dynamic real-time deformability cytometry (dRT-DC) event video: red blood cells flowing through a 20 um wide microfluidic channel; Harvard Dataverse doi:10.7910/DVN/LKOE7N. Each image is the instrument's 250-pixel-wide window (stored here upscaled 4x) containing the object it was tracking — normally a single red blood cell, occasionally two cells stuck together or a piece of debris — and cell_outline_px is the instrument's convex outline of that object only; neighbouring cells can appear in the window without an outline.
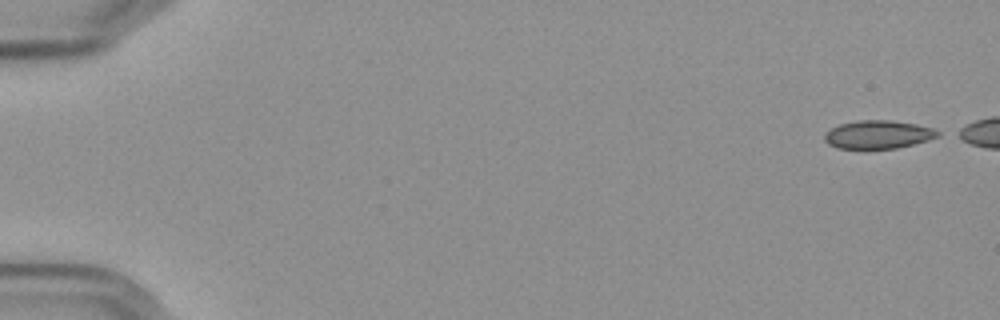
{"species": "Egyptian fruit bat (a non-hibernating species)", "species_latin": "Rousettus aegyptiacus", "temperature_condition": "cold", "stored_images_in_passage": 50, "camera_frame_rate_fps": 3000, "um_per_image_px": 0.085, "frame": {"image": 1, "passage_image": 1, "time_ms": 0.0, "image_size_px": [1000, 320], "cell_outline_px": [[940, 136], [928, 140], [896, 148], [864, 152], [836, 148], [828, 144], [824, 140], [824, 132], [840, 124], [860, 120], [892, 120], [916, 124], [932, 128], [940, 132]], "centroid_in_image_um": [74.58, 11.48], "position_along_channel_um": 10.4, "area_um2": 19.42}}
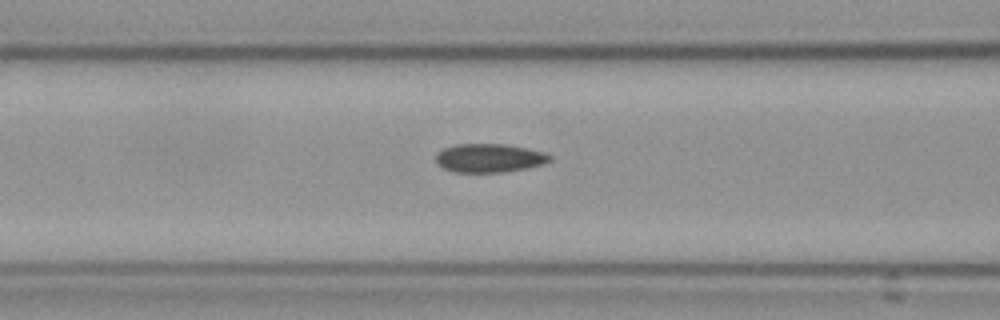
{"frame": {"image": 2, "passage_image": 23, "time_ms": 7.333, "image_size_px": [1000, 320], "cell_outline_px": [[552, 160], [544, 164], [504, 172], [452, 172], [436, 164], [436, 152], [444, 148], [456, 144], [504, 144], [528, 148], [544, 152], [552, 156]], "centroid_in_image_um": [41.58, 13.43], "position_along_channel_um": 125.0, "area_um2": 19.13}}
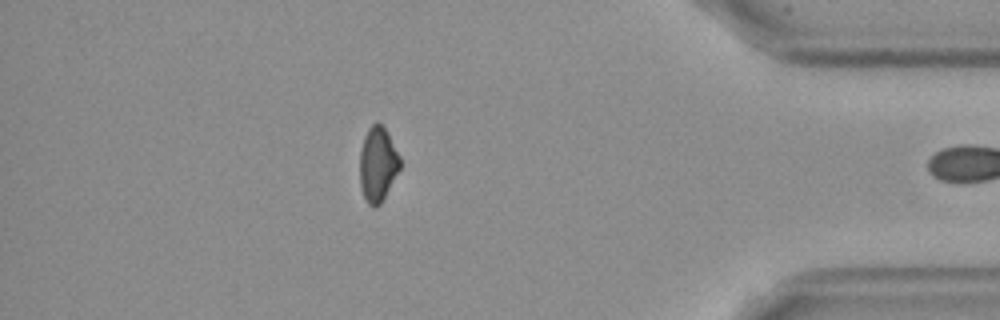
{"frame": {"image": 3, "passage_image": 49, "time_ms": 16.0, "image_size_px": [1000, 320], "cell_outline_px": [[400, 168], [380, 204], [368, 204], [364, 196], [360, 184], [360, 152], [364, 136], [368, 128], [376, 120], [388, 132], [400, 156]], "centroid_in_image_um": [32.11, 13.9], "position_along_channel_um": 403.1, "area_um2": 17.28}}